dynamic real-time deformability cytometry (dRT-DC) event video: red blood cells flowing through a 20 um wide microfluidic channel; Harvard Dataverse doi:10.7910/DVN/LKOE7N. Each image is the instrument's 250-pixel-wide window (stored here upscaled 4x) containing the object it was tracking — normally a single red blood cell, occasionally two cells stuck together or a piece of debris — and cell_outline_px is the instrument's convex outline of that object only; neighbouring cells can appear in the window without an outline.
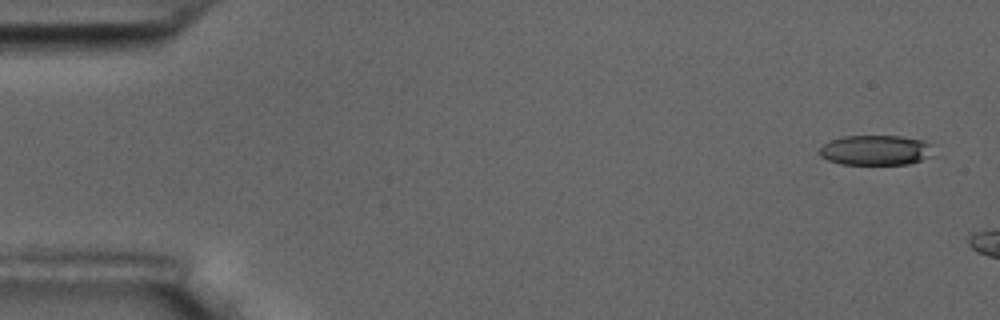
{"species": "common noctule bat (a hibernating species)", "species_latin": "Nyctalus noctula", "temperature_condition": "room temperature", "stored_images_in_passage": 6, "camera_frame_rate_fps": 3000, "um_per_image_px": 0.085, "animal": {"sex": "male", "body_mass_g": 17.5, "forearm_length_mm": 52.3}, "frame": {"image": 1, "passage_image": 1, "time_ms": 0.0, "image_size_px": [1000, 320], "cell_outline_px": [[928, 156], [920, 160], [908, 164], [840, 164], [828, 160], [820, 156], [820, 148], [824, 144], [832, 140], [844, 136], [900, 136], [924, 140], [928, 144]], "centroid_in_image_um": [74.35, 12.76], "position_along_channel_um": 10.6, "area_um2": 19.48}}